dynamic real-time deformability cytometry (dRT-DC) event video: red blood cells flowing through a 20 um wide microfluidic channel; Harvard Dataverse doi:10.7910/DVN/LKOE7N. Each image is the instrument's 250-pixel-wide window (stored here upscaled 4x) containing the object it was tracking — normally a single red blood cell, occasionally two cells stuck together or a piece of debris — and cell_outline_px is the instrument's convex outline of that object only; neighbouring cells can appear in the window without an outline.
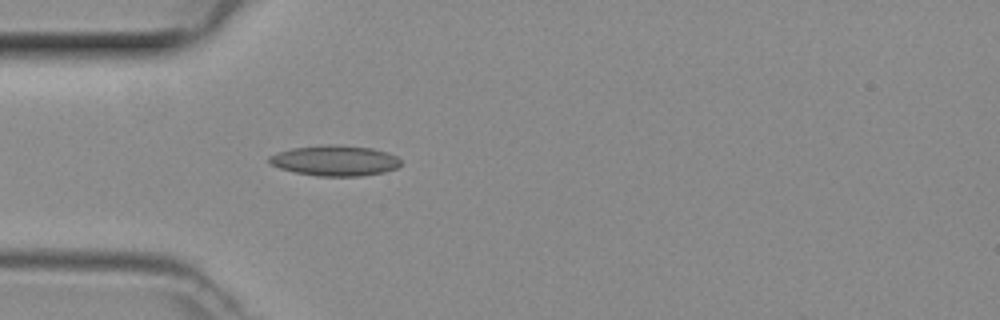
{"species": "common noctule bat (a hibernating species)", "species_latin": "Nyctalus noctula", "temperature_condition": "room temperature", "stored_images_in_passage": 34, "camera_frame_rate_fps": 3000, "um_per_image_px": 0.085, "animal": {"sex": "female", "body_mass_g": 29.2, "forearm_length_mm": 56.3}, "frame": {"image": 1, "passage_image": 4, "time_ms": 1.0, "image_size_px": [1000, 320], "cell_outline_px": [[400, 164], [396, 168], [384, 172], [360, 176], [316, 176], [296, 172], [280, 168], [268, 164], [268, 156], [276, 152], [292, 148], [328, 144], [332, 144], [372, 148], [396, 156], [400, 160]], "centroid_in_image_um": [28.41, 13.65], "position_along_channel_um": 56.6, "area_um2": 23.35}}
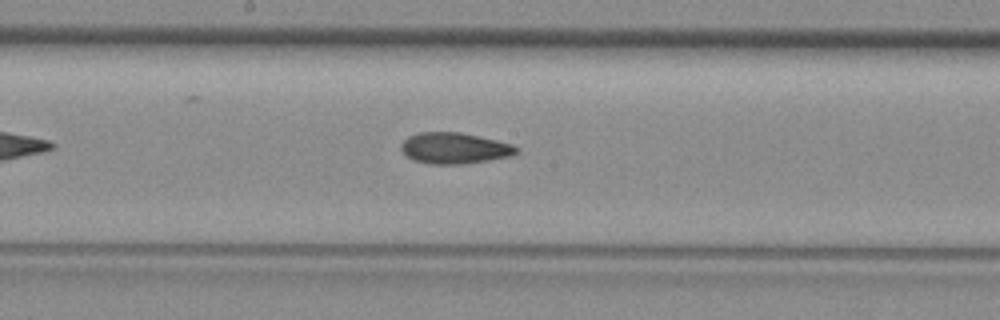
{"frame": {"image": 2, "passage_image": 15, "time_ms": 4.667, "image_size_px": [1000, 320], "cell_outline_px": [[520, 152], [512, 156], [488, 160], [460, 164], [432, 164], [412, 160], [400, 148], [400, 144], [408, 136], [420, 132], [460, 132], [496, 140], [512, 144]], "centroid_in_image_um": [38.62, 12.59], "position_along_channel_um": 209.6, "area_um2": 20.81}}
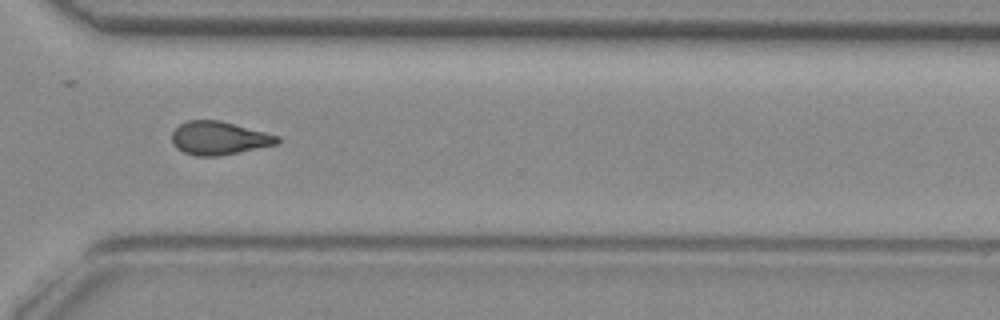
{"frame": {"image": 3, "passage_image": 25, "time_ms": 8.0, "image_size_px": [1000, 320], "cell_outline_px": [[280, 144], [220, 156], [196, 156], [184, 152], [176, 148], [172, 144], [172, 132], [180, 124], [188, 120], [220, 120], [280, 136]], "centroid_in_image_um": [18.63, 11.75], "position_along_channel_um": 352.0, "area_um2": 20.63}}